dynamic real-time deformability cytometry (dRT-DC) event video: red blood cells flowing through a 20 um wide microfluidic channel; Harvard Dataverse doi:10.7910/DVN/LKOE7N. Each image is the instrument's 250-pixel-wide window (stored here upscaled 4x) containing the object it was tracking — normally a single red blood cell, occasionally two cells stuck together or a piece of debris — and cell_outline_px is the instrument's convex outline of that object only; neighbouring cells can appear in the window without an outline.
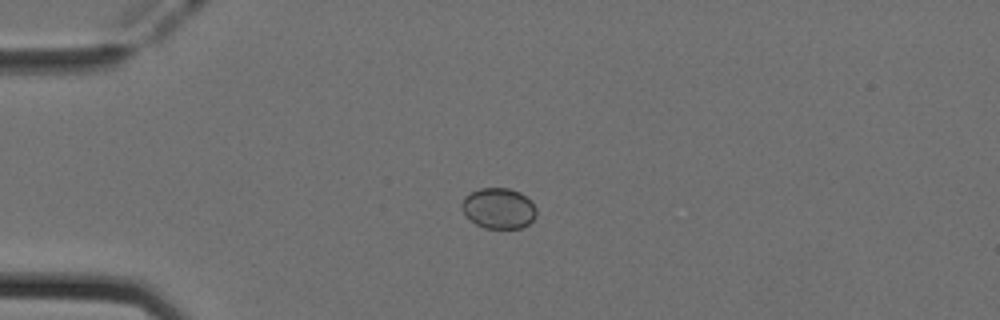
{"species": "Egyptian fruit bat (a non-hibernating species)", "species_latin": "Rousettus aegyptiacus", "temperature_condition": "cold", "stored_images_in_passage": 40, "camera_frame_rate_fps": 3000, "um_per_image_px": 0.085, "animal": {"sex": "female"}, "frame": {"image": 1, "passage_image": 1, "time_ms": 0.0, "image_size_px": [1000, 320], "cell_outline_px": [[536, 216], [528, 224], [520, 228], [484, 228], [476, 224], [464, 212], [460, 204], [464, 196], [480, 188], [508, 188], [520, 192], [536, 208]], "centroid_in_image_um": [42.37, 17.7], "position_along_channel_um": 42.6, "area_um2": 17.46}}
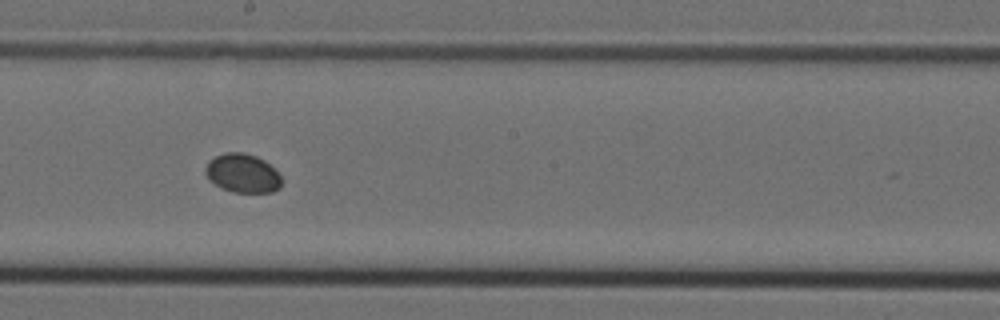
{"frame": {"image": 2, "passage_image": 17, "time_ms": 5.333, "image_size_px": [1000, 320], "cell_outline_px": [[280, 188], [272, 192], [232, 192], [220, 188], [208, 180], [204, 172], [204, 168], [208, 160], [224, 152], [244, 152], [256, 156], [264, 160], [280, 176]], "centroid_in_image_um": [20.55, 14.72], "position_along_channel_um": 227.7, "area_um2": 17.34}}
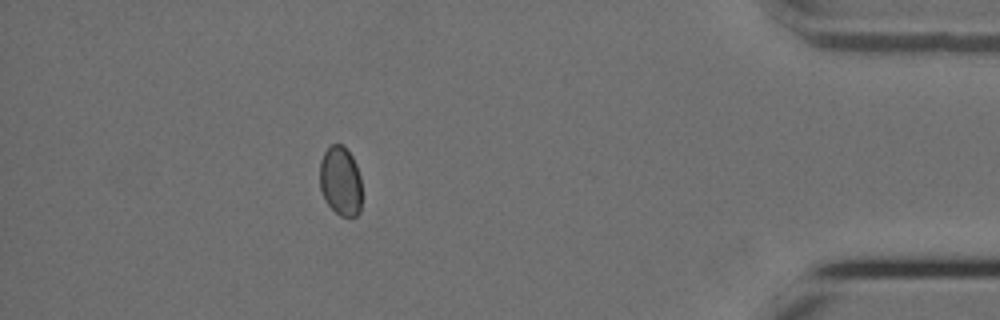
{"frame": {"image": 3, "passage_image": 34, "time_ms": 11.0, "image_size_px": [1000, 320], "cell_outline_px": [[360, 212], [356, 216], [340, 216], [324, 200], [320, 188], [320, 160], [324, 152], [332, 144], [340, 144], [352, 156], [356, 164], [360, 176]], "centroid_in_image_um": [28.93, 15.39], "position_along_channel_um": 406.3, "area_um2": 16.88}}